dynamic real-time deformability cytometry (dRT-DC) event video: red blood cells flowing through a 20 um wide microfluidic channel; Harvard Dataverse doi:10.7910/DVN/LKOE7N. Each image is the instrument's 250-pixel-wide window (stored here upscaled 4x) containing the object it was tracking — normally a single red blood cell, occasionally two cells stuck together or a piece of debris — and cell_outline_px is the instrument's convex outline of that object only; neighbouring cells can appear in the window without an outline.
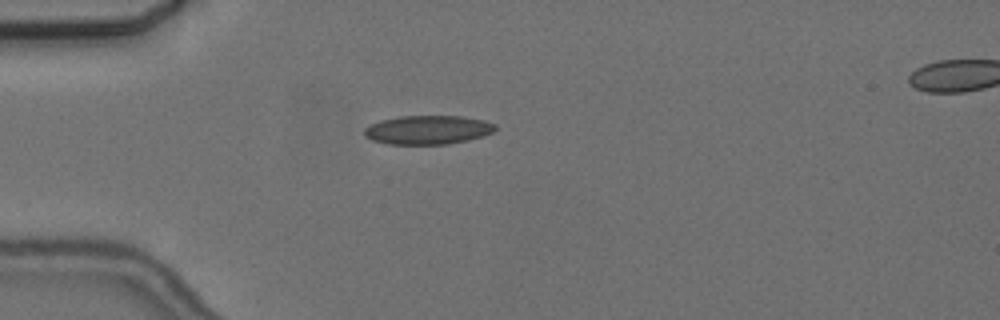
{"species": "common noctule bat (a hibernating species)", "species_latin": "Nyctalus noctula", "temperature_condition": "cold", "stored_images_in_passage": 2, "segment_of_instrument_passage": [1, 2], "camera_frame_rate_fps": 3000, "um_per_image_px": 0.085, "animal": {"sex": "female", "body_mass_g": 24.6, "forearm_length_mm": 56.2}, "frame": {"image": 1, "passage_image": 1, "time_ms": 0.0, "image_size_px": [1000, 320], "cell_outline_px": [[496, 128], [492, 132], [484, 136], [468, 140], [448, 144], [388, 144], [372, 140], [364, 136], [364, 128], [380, 120], [400, 116], [464, 116], [484, 120], [496, 124]], "centroid_in_image_um": [36.38, 11.03], "position_along_channel_um": 48.6, "area_um2": 22.14}}